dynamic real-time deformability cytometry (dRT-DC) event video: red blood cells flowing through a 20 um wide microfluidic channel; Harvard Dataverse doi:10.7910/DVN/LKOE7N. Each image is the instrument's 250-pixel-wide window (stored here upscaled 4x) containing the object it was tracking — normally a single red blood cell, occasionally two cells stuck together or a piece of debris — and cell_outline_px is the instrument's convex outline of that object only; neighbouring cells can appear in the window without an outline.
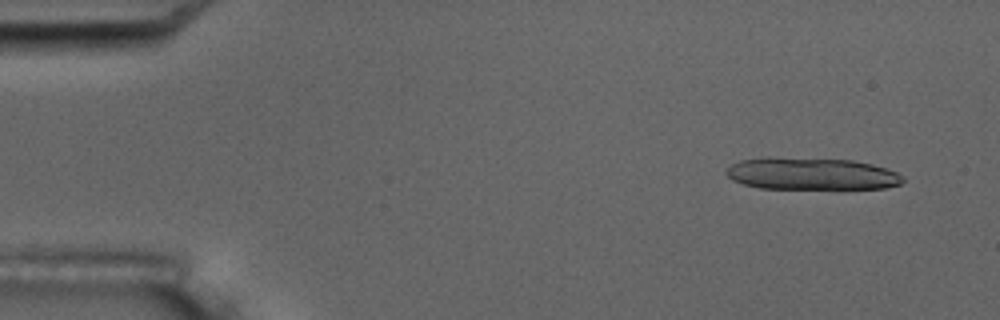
{"species": "common noctule bat (a hibernating species)", "species_latin": "Nyctalus noctula", "temperature_condition": "room temperature", "stored_images_in_passage": 4, "camera_frame_rate_fps": 3000, "um_per_image_px": 0.085, "animal": {"sex": "male", "body_mass_g": 17.5, "forearm_length_mm": 52.3}, "frame": {"image": 1, "passage_image": 1, "time_ms": 0.0, "image_size_px": [1000, 320], "cell_outline_px": [[904, 180], [900, 184], [884, 188], [760, 188], [744, 184], [732, 180], [724, 172], [732, 164], [740, 160], [768, 156], [852, 160], [872, 164], [896, 172], [904, 176]], "centroid_in_image_um": [68.94, 14.75], "position_along_channel_um": 16.1, "area_um2": 33.12}}